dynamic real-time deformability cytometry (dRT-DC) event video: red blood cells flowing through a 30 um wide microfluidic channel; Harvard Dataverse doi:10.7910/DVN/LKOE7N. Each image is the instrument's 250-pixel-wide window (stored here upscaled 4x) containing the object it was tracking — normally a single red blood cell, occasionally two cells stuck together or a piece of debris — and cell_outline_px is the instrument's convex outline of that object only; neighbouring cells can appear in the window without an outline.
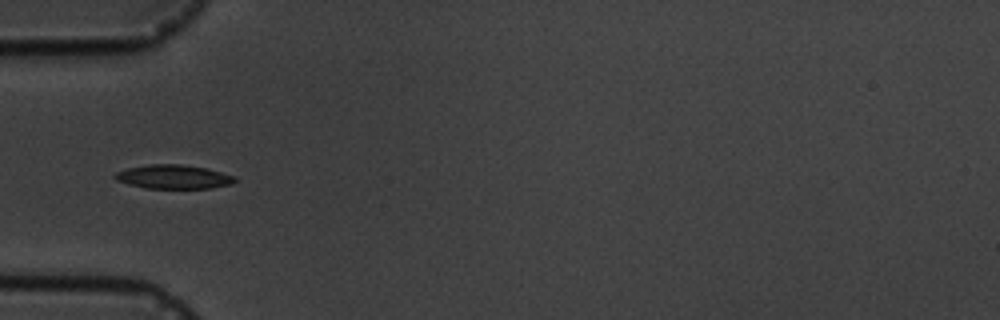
{"species": "common noctule bat (a hibernating species)", "species_latin": "Nyctalus noctula", "temperature_condition": "cold", "stored_images_in_passage": 6, "camera_frame_rate_fps": 3000, "um_per_image_px": 0.085, "animal": {"sex": "male", "body_mass_g": 19.5, "forearm_length_mm": 54.6}, "frame": {"image": 1, "passage_image": 5, "time_ms": 4.667, "image_size_px": [1000, 320], "cell_outline_px": [[236, 180], [232, 184], [208, 188], [144, 188], [128, 184], [116, 180], [112, 176], [116, 172], [128, 168], [148, 164], [180, 164], [208, 168], [236, 176]], "centroid_in_image_um": [14.75, 15.02], "position_along_channel_um": 70.3, "area_um2": 16.82}}
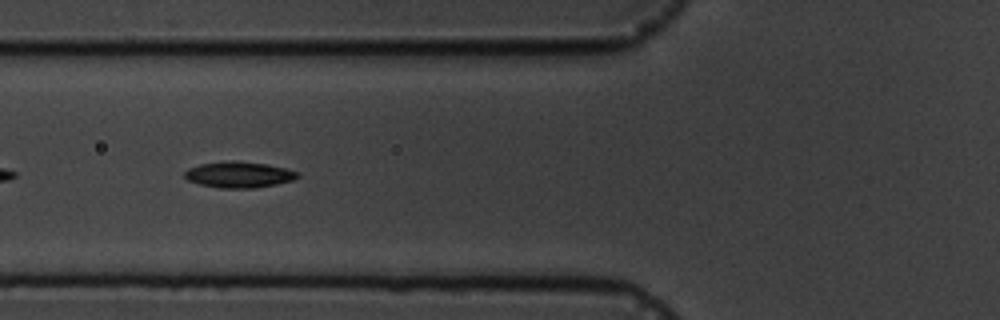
{"frame": {"image": 2, "passage_image": 6, "time_ms": 5.667, "image_size_px": [1000, 320], "cell_outline_px": [[300, 176], [292, 180], [276, 184], [256, 188], [220, 188], [200, 184], [188, 180], [184, 176], [184, 172], [188, 168], [200, 164], [232, 160], [236, 160], [268, 164], [300, 172]], "centroid_in_image_um": [20.32, 14.84], "position_along_channel_um": 105.5, "area_um2": 17.22}}